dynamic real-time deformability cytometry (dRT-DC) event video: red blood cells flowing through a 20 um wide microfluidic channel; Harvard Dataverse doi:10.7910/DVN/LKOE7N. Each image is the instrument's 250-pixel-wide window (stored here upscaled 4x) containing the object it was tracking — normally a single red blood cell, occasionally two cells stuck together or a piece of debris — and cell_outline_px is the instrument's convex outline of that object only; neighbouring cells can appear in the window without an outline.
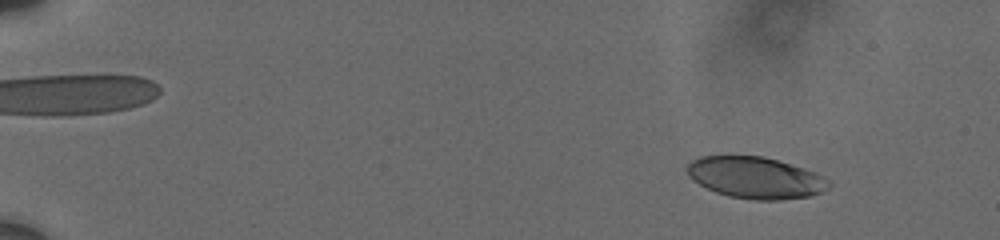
{"species": "human", "species_latin": "Homo sapiens", "temperature_condition": "cold", "stored_images_in_passage": 9, "camera_frame_rate_fps": 3000, "um_per_image_px": 0.085, "donor": {"sex": "male"}, "frame": {"image": 1, "passage_image": 1, "time_ms": 0.0, "image_size_px": [1000, 240], "cell_outline_px": [[832, 184], [828, 188], [812, 196], [780, 200], [756, 200], [728, 196], [716, 192], [692, 180], [688, 176], [688, 164], [692, 160], [700, 156], [764, 156], [804, 168], [816, 172], [824, 176]], "centroid_in_image_um": [64.25, 15.1], "position_along_channel_um": 20.8, "area_um2": 34.33}}
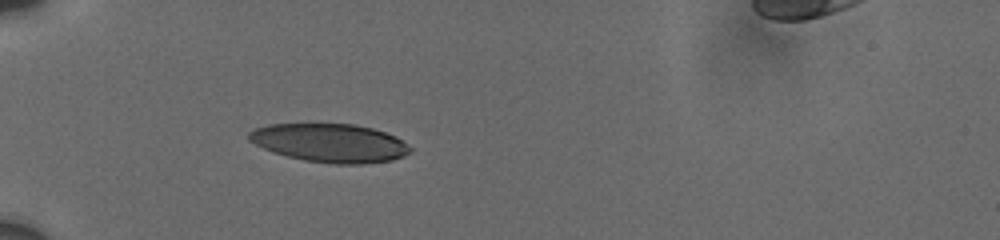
{"frame": {"image": 2, "passage_image": 6, "time_ms": 4.333, "image_size_px": [1000, 240], "cell_outline_px": [[412, 152], [404, 156], [392, 160], [360, 164], [336, 164], [304, 160], [272, 152], [248, 140], [248, 132], [256, 128], [268, 124], [352, 124], [372, 128], [396, 136], [412, 148]], "centroid_in_image_um": [28.06, 12.15], "position_along_channel_um": 56.9, "area_um2": 36.13}}
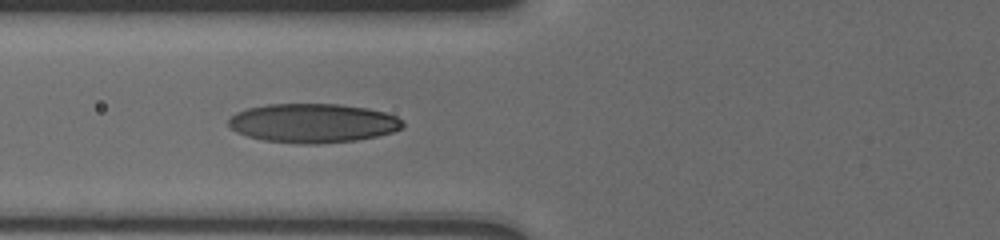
{"frame": {"image": 3, "passage_image": 8, "time_ms": 6.0, "image_size_px": [1000, 240], "cell_outline_px": [[404, 124], [400, 128], [392, 132], [376, 136], [356, 140], [316, 144], [300, 144], [264, 140], [248, 136], [236, 132], [228, 124], [228, 120], [236, 112], [248, 108], [268, 104], [340, 104], [368, 108], [384, 112], [396, 116]], "centroid_in_image_um": [26.58, 10.46], "position_along_channel_um": 99.2, "area_um2": 39.54}}